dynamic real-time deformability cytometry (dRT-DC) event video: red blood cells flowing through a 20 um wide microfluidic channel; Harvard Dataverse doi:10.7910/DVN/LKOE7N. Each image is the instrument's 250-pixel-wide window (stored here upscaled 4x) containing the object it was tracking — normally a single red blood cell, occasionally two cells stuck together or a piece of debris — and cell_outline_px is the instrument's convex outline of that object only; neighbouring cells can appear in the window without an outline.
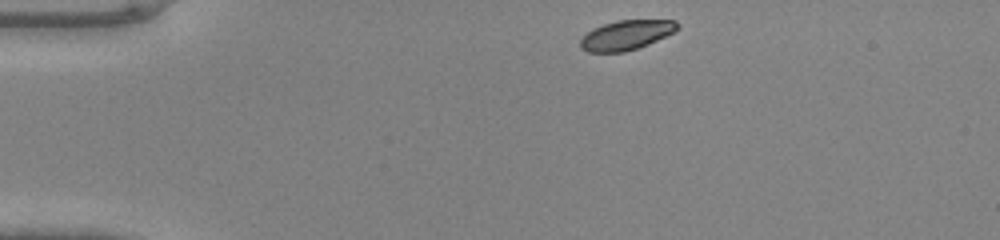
{"species": "common noctule bat (a hibernating species)", "species_latin": "Nyctalus noctula", "temperature_condition": "warm", "stored_images_in_passage": 40, "camera_frame_rate_fps": 3000, "um_per_image_px": 0.085, "animal": {"sex": "male", "body_mass_g": 20.0, "forearm_length_mm": 53.3}, "frame": {"image": 1, "passage_image": 1, "time_ms": 0.0, "image_size_px": [1000, 240], "cell_outline_px": [[680, 24], [672, 32], [648, 44], [624, 52], [588, 52], [580, 48], [580, 40], [592, 28], [616, 20], [676, 20]], "centroid_in_image_um": [53.19, 2.97], "position_along_channel_um": 31.8, "area_um2": 16.53}}
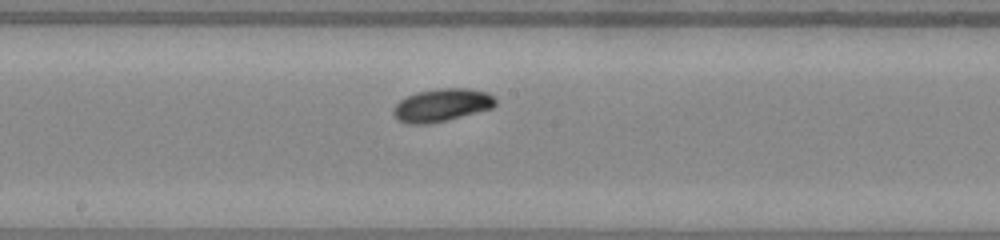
{"frame": {"image": 2, "passage_image": 18, "time_ms": 5.667, "image_size_px": [1000, 240], "cell_outline_px": [[496, 104], [492, 108], [448, 120], [432, 124], [408, 124], [396, 120], [392, 112], [392, 108], [400, 100], [416, 92], [440, 88], [468, 88], [488, 92], [496, 100]], "centroid_in_image_um": [37.52, 8.94], "position_along_channel_um": 210.7, "area_um2": 19.77}}
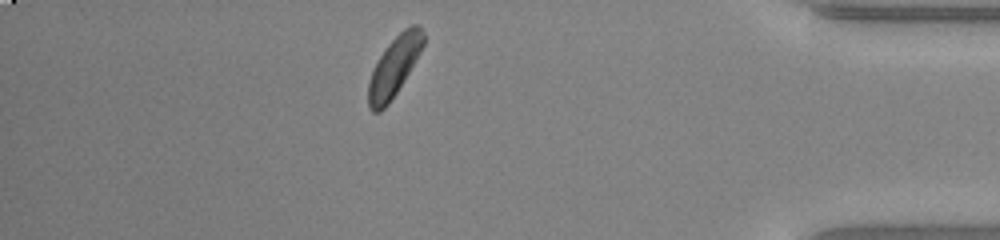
{"frame": {"image": 3, "passage_image": 34, "time_ms": 11.0, "image_size_px": [1000, 240], "cell_outline_px": [[424, 44], [420, 52], [404, 80], [388, 104], [380, 112], [372, 112], [368, 108], [368, 84], [372, 72], [380, 56], [388, 44], [404, 28], [412, 24], [420, 24], [424, 32]], "centroid_in_image_um": [33.51, 5.65], "position_along_channel_um": 401.7, "area_um2": 18.84}}